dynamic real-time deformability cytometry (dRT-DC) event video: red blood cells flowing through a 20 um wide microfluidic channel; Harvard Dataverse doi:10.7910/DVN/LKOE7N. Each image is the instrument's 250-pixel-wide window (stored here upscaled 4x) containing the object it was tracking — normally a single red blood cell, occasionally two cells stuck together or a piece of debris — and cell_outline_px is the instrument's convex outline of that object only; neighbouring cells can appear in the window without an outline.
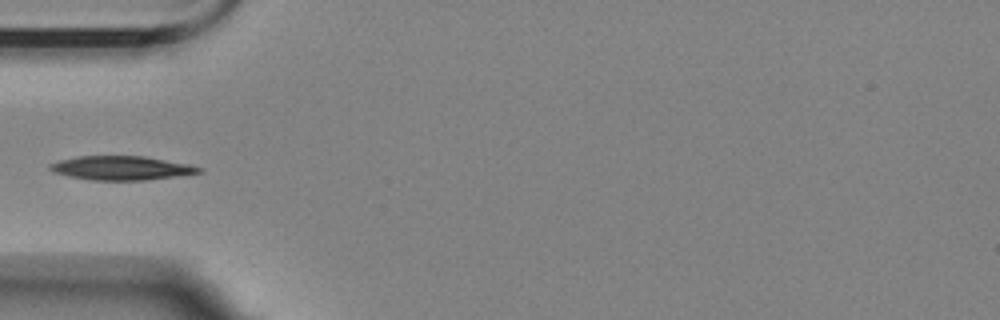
{"species": "Egyptian fruit bat (a non-hibernating species)", "species_latin": "Rousettus aegyptiacus", "temperature_condition": "room temperature", "stored_images_in_passage": 4, "camera_frame_rate_fps": 3000, "um_per_image_px": 0.085, "animal": {"sex": "female"}, "frame": {"image": 1, "passage_image": 4, "time_ms": 3.667, "image_size_px": [1000, 320], "cell_outline_px": [[204, 172], [176, 176], [144, 180], [92, 180], [68, 176], [52, 172], [48, 168], [48, 164], [60, 160], [80, 156], [144, 156], [188, 164], [204, 168]], "centroid_in_image_um": [10.31, 14.28], "position_along_channel_um": 74.7, "area_um2": 20.81}}